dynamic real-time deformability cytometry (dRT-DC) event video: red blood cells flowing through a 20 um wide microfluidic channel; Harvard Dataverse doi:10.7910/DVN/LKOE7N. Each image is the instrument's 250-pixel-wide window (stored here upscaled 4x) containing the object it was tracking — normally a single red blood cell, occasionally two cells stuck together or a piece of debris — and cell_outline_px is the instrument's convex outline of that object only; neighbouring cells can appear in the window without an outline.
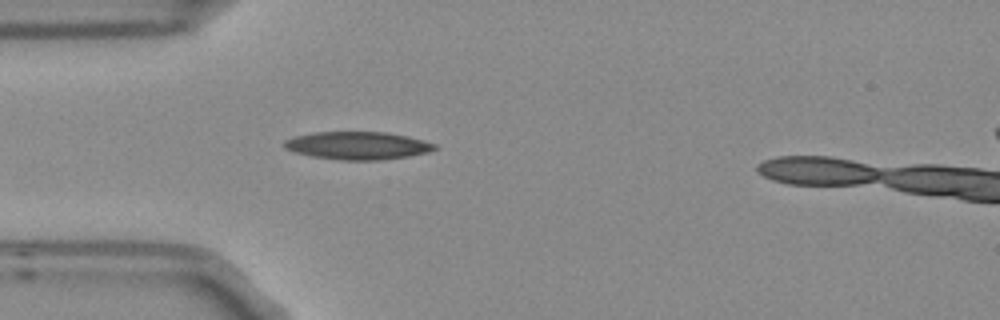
{"species": "Egyptian fruit bat (a non-hibernating species)", "species_latin": "Rousettus aegyptiacus", "temperature_condition": "room temperature", "stored_images_in_passage": 5, "camera_frame_rate_fps": 3000, "um_per_image_px": 0.085, "frame": {"image": 1, "passage_image": 4, "time_ms": 1.0, "image_size_px": [1000, 320], "cell_outline_px": [[436, 148], [428, 152], [408, 156], [380, 160], [340, 160], [312, 156], [296, 152], [284, 148], [284, 140], [292, 136], [316, 132], [388, 132], [408, 136], [424, 140], [436, 144]], "centroid_in_image_um": [30.39, 12.36], "position_along_channel_um": 54.6, "area_um2": 24.39}}